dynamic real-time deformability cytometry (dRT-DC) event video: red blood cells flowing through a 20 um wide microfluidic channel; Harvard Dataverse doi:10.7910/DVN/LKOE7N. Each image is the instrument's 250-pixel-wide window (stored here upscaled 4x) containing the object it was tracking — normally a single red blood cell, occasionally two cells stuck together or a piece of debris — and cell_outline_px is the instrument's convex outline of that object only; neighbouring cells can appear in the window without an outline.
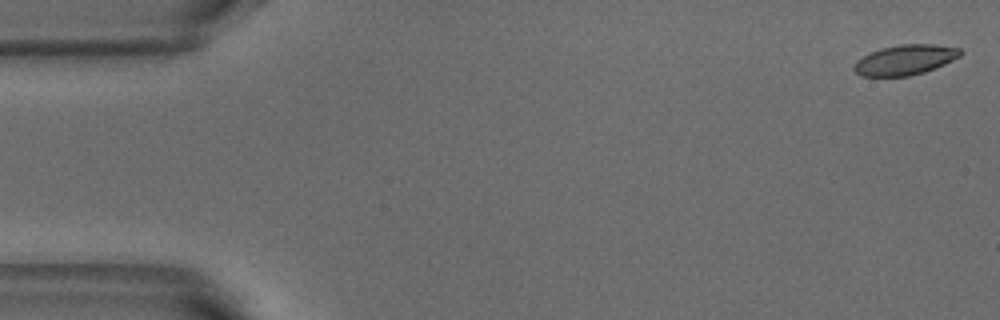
{"species": "common noctule bat (a hibernating species)", "species_latin": "Nyctalus noctula", "temperature_condition": "warm", "stored_images_in_passage": 12, "camera_frame_rate_fps": 3000, "um_per_image_px": 0.085, "animal": {"sex": "male", "body_mass_g": 18.8}, "frame": {"image": 1, "passage_image": 1, "time_ms": 0.0, "image_size_px": [1000, 320], "cell_outline_px": [[964, 52], [960, 56], [944, 64], [924, 72], [908, 76], [860, 76], [852, 68], [856, 60], [880, 48], [900, 44], [936, 44], [960, 48]], "centroid_in_image_um": [76.94, 5.08], "position_along_channel_um": 8.1, "area_um2": 18.67}}